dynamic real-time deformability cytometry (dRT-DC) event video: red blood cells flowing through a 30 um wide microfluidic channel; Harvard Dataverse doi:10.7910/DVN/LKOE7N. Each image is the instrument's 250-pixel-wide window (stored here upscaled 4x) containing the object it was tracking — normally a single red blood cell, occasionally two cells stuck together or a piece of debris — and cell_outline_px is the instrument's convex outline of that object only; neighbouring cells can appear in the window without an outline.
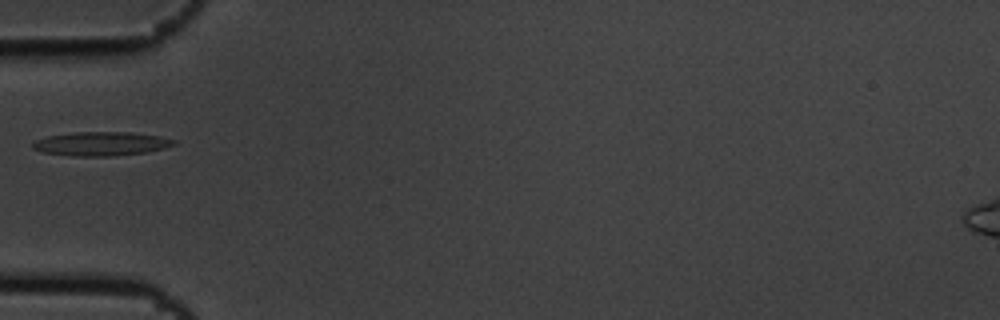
{"species": "common noctule bat (a hibernating species)", "species_latin": "Nyctalus noctula", "temperature_condition": "cold", "stored_images_in_passage": 3, "camera_frame_rate_fps": 3000, "um_per_image_px": 0.085, "animal": {"sex": "male", "body_mass_g": 19.5, "forearm_length_mm": 54.6}, "frame": {"image": 1, "passage_image": 3, "time_ms": 0.667, "image_size_px": [1000, 320], "cell_outline_px": [[176, 144], [164, 148], [144, 152], [112, 156], [72, 156], [44, 152], [32, 148], [32, 140], [44, 136], [72, 132], [132, 132], [160, 136], [176, 140]], "centroid_in_image_um": [8.54, 12.2], "position_along_channel_um": 76.5, "area_um2": 19.83}}